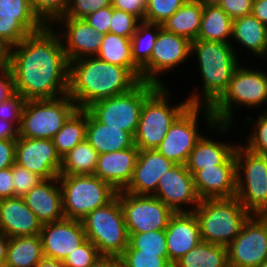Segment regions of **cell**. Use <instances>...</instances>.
I'll return each instance as SVG.
<instances>
[{"instance_id": "cell-1", "label": "cell", "mask_w": 267, "mask_h": 267, "mask_svg": "<svg viewBox=\"0 0 267 267\" xmlns=\"http://www.w3.org/2000/svg\"><path fill=\"white\" fill-rule=\"evenodd\" d=\"M60 36L45 26L9 49L14 92L26 100L67 95L69 62Z\"/></svg>"}, {"instance_id": "cell-2", "label": "cell", "mask_w": 267, "mask_h": 267, "mask_svg": "<svg viewBox=\"0 0 267 267\" xmlns=\"http://www.w3.org/2000/svg\"><path fill=\"white\" fill-rule=\"evenodd\" d=\"M140 81L126 68L96 56L69 62L68 92L77 108L129 92Z\"/></svg>"}, {"instance_id": "cell-3", "label": "cell", "mask_w": 267, "mask_h": 267, "mask_svg": "<svg viewBox=\"0 0 267 267\" xmlns=\"http://www.w3.org/2000/svg\"><path fill=\"white\" fill-rule=\"evenodd\" d=\"M194 52L199 60L204 96L193 93L187 100L190 105L211 107L226 91L239 61L231 43L196 39L191 42V53Z\"/></svg>"}, {"instance_id": "cell-4", "label": "cell", "mask_w": 267, "mask_h": 267, "mask_svg": "<svg viewBox=\"0 0 267 267\" xmlns=\"http://www.w3.org/2000/svg\"><path fill=\"white\" fill-rule=\"evenodd\" d=\"M266 101L267 73L239 65L222 96L211 107L204 106L205 118L210 128L225 132L233 124L236 104L254 108Z\"/></svg>"}, {"instance_id": "cell-5", "label": "cell", "mask_w": 267, "mask_h": 267, "mask_svg": "<svg viewBox=\"0 0 267 267\" xmlns=\"http://www.w3.org/2000/svg\"><path fill=\"white\" fill-rule=\"evenodd\" d=\"M198 219L201 241L227 247L251 215L235 196L203 199L193 211Z\"/></svg>"}, {"instance_id": "cell-6", "label": "cell", "mask_w": 267, "mask_h": 267, "mask_svg": "<svg viewBox=\"0 0 267 267\" xmlns=\"http://www.w3.org/2000/svg\"><path fill=\"white\" fill-rule=\"evenodd\" d=\"M58 181L62 191L65 218L82 220L96 208L111 202L117 191L108 183L93 175L60 174Z\"/></svg>"}, {"instance_id": "cell-7", "label": "cell", "mask_w": 267, "mask_h": 267, "mask_svg": "<svg viewBox=\"0 0 267 267\" xmlns=\"http://www.w3.org/2000/svg\"><path fill=\"white\" fill-rule=\"evenodd\" d=\"M169 89L158 86L144 101L134 135V145L139 150L156 149L165 138L170 125L190 105L188 100L170 106ZM169 105V106H168Z\"/></svg>"}, {"instance_id": "cell-8", "label": "cell", "mask_w": 267, "mask_h": 267, "mask_svg": "<svg viewBox=\"0 0 267 267\" xmlns=\"http://www.w3.org/2000/svg\"><path fill=\"white\" fill-rule=\"evenodd\" d=\"M235 159L236 197L250 214L267 215V155L237 145Z\"/></svg>"}, {"instance_id": "cell-9", "label": "cell", "mask_w": 267, "mask_h": 267, "mask_svg": "<svg viewBox=\"0 0 267 267\" xmlns=\"http://www.w3.org/2000/svg\"><path fill=\"white\" fill-rule=\"evenodd\" d=\"M81 221L87 240L98 248L101 255L119 257L128 247L129 233L117 196Z\"/></svg>"}, {"instance_id": "cell-10", "label": "cell", "mask_w": 267, "mask_h": 267, "mask_svg": "<svg viewBox=\"0 0 267 267\" xmlns=\"http://www.w3.org/2000/svg\"><path fill=\"white\" fill-rule=\"evenodd\" d=\"M157 87L140 81L129 92L98 100L86 109L99 122L127 131L134 137L144 101Z\"/></svg>"}, {"instance_id": "cell-11", "label": "cell", "mask_w": 267, "mask_h": 267, "mask_svg": "<svg viewBox=\"0 0 267 267\" xmlns=\"http://www.w3.org/2000/svg\"><path fill=\"white\" fill-rule=\"evenodd\" d=\"M76 109V103L68 94L55 99L27 100L19 137L52 139Z\"/></svg>"}, {"instance_id": "cell-12", "label": "cell", "mask_w": 267, "mask_h": 267, "mask_svg": "<svg viewBox=\"0 0 267 267\" xmlns=\"http://www.w3.org/2000/svg\"><path fill=\"white\" fill-rule=\"evenodd\" d=\"M128 233H142L167 228L174 212L153 195H136L118 191Z\"/></svg>"}, {"instance_id": "cell-13", "label": "cell", "mask_w": 267, "mask_h": 267, "mask_svg": "<svg viewBox=\"0 0 267 267\" xmlns=\"http://www.w3.org/2000/svg\"><path fill=\"white\" fill-rule=\"evenodd\" d=\"M227 256L229 267H257L267 261V215L251 214L247 218L227 246Z\"/></svg>"}, {"instance_id": "cell-14", "label": "cell", "mask_w": 267, "mask_h": 267, "mask_svg": "<svg viewBox=\"0 0 267 267\" xmlns=\"http://www.w3.org/2000/svg\"><path fill=\"white\" fill-rule=\"evenodd\" d=\"M202 108L198 105H189L170 125L156 150L175 164H186L190 152L203 136L197 131V119Z\"/></svg>"}, {"instance_id": "cell-15", "label": "cell", "mask_w": 267, "mask_h": 267, "mask_svg": "<svg viewBox=\"0 0 267 267\" xmlns=\"http://www.w3.org/2000/svg\"><path fill=\"white\" fill-rule=\"evenodd\" d=\"M191 53V41L174 33L159 31L150 60L141 68V81L163 86L157 78L160 73L172 70L185 62Z\"/></svg>"}, {"instance_id": "cell-16", "label": "cell", "mask_w": 267, "mask_h": 267, "mask_svg": "<svg viewBox=\"0 0 267 267\" xmlns=\"http://www.w3.org/2000/svg\"><path fill=\"white\" fill-rule=\"evenodd\" d=\"M15 163L47 180L58 178L62 159L52 139L18 137Z\"/></svg>"}, {"instance_id": "cell-17", "label": "cell", "mask_w": 267, "mask_h": 267, "mask_svg": "<svg viewBox=\"0 0 267 267\" xmlns=\"http://www.w3.org/2000/svg\"><path fill=\"white\" fill-rule=\"evenodd\" d=\"M153 196L163 201L174 213L193 212L200 202L194 187L193 175L185 164H175L163 174ZM182 204L196 205L187 211L182 208Z\"/></svg>"}, {"instance_id": "cell-18", "label": "cell", "mask_w": 267, "mask_h": 267, "mask_svg": "<svg viewBox=\"0 0 267 267\" xmlns=\"http://www.w3.org/2000/svg\"><path fill=\"white\" fill-rule=\"evenodd\" d=\"M40 236L44 257L60 261L87 240L82 221L69 218L43 224Z\"/></svg>"}, {"instance_id": "cell-19", "label": "cell", "mask_w": 267, "mask_h": 267, "mask_svg": "<svg viewBox=\"0 0 267 267\" xmlns=\"http://www.w3.org/2000/svg\"><path fill=\"white\" fill-rule=\"evenodd\" d=\"M174 165L173 161L156 149L139 150L131 181L123 191L136 195H153L160 177Z\"/></svg>"}, {"instance_id": "cell-20", "label": "cell", "mask_w": 267, "mask_h": 267, "mask_svg": "<svg viewBox=\"0 0 267 267\" xmlns=\"http://www.w3.org/2000/svg\"><path fill=\"white\" fill-rule=\"evenodd\" d=\"M165 234L169 263L172 266L201 242L199 223L194 212L174 213Z\"/></svg>"}, {"instance_id": "cell-21", "label": "cell", "mask_w": 267, "mask_h": 267, "mask_svg": "<svg viewBox=\"0 0 267 267\" xmlns=\"http://www.w3.org/2000/svg\"><path fill=\"white\" fill-rule=\"evenodd\" d=\"M57 21L67 25H64L66 43L63 47L68 62L98 54L105 34L97 32L84 19L60 17Z\"/></svg>"}, {"instance_id": "cell-22", "label": "cell", "mask_w": 267, "mask_h": 267, "mask_svg": "<svg viewBox=\"0 0 267 267\" xmlns=\"http://www.w3.org/2000/svg\"><path fill=\"white\" fill-rule=\"evenodd\" d=\"M139 148L99 154L94 175L110 184L117 192L123 191L131 181Z\"/></svg>"}, {"instance_id": "cell-23", "label": "cell", "mask_w": 267, "mask_h": 267, "mask_svg": "<svg viewBox=\"0 0 267 267\" xmlns=\"http://www.w3.org/2000/svg\"><path fill=\"white\" fill-rule=\"evenodd\" d=\"M42 223L22 197L0 199V231L8 238L40 234Z\"/></svg>"}, {"instance_id": "cell-24", "label": "cell", "mask_w": 267, "mask_h": 267, "mask_svg": "<svg viewBox=\"0 0 267 267\" xmlns=\"http://www.w3.org/2000/svg\"><path fill=\"white\" fill-rule=\"evenodd\" d=\"M236 173V165H215L196 171L193 181L199 199L235 197Z\"/></svg>"}, {"instance_id": "cell-25", "label": "cell", "mask_w": 267, "mask_h": 267, "mask_svg": "<svg viewBox=\"0 0 267 267\" xmlns=\"http://www.w3.org/2000/svg\"><path fill=\"white\" fill-rule=\"evenodd\" d=\"M55 183H58V185ZM22 198L42 225L65 218L62 191L58 178L41 181Z\"/></svg>"}, {"instance_id": "cell-26", "label": "cell", "mask_w": 267, "mask_h": 267, "mask_svg": "<svg viewBox=\"0 0 267 267\" xmlns=\"http://www.w3.org/2000/svg\"><path fill=\"white\" fill-rule=\"evenodd\" d=\"M236 147L237 145L233 146L202 136L190 152L185 165L192 175L198 170L215 165H236Z\"/></svg>"}, {"instance_id": "cell-27", "label": "cell", "mask_w": 267, "mask_h": 267, "mask_svg": "<svg viewBox=\"0 0 267 267\" xmlns=\"http://www.w3.org/2000/svg\"><path fill=\"white\" fill-rule=\"evenodd\" d=\"M85 139L99 154L134 146V137L129 132L99 122L88 110Z\"/></svg>"}, {"instance_id": "cell-28", "label": "cell", "mask_w": 267, "mask_h": 267, "mask_svg": "<svg viewBox=\"0 0 267 267\" xmlns=\"http://www.w3.org/2000/svg\"><path fill=\"white\" fill-rule=\"evenodd\" d=\"M203 5L197 0H187L171 17L162 23V28L184 37L191 42L198 38Z\"/></svg>"}, {"instance_id": "cell-29", "label": "cell", "mask_w": 267, "mask_h": 267, "mask_svg": "<svg viewBox=\"0 0 267 267\" xmlns=\"http://www.w3.org/2000/svg\"><path fill=\"white\" fill-rule=\"evenodd\" d=\"M267 26L252 14L233 19L232 37L258 57H265Z\"/></svg>"}, {"instance_id": "cell-30", "label": "cell", "mask_w": 267, "mask_h": 267, "mask_svg": "<svg viewBox=\"0 0 267 267\" xmlns=\"http://www.w3.org/2000/svg\"><path fill=\"white\" fill-rule=\"evenodd\" d=\"M43 258L40 234L9 238L5 262L7 267H35Z\"/></svg>"}, {"instance_id": "cell-31", "label": "cell", "mask_w": 267, "mask_h": 267, "mask_svg": "<svg viewBox=\"0 0 267 267\" xmlns=\"http://www.w3.org/2000/svg\"><path fill=\"white\" fill-rule=\"evenodd\" d=\"M96 57L107 63L126 67L141 81V69L132 59L130 38L110 32L105 34Z\"/></svg>"}, {"instance_id": "cell-32", "label": "cell", "mask_w": 267, "mask_h": 267, "mask_svg": "<svg viewBox=\"0 0 267 267\" xmlns=\"http://www.w3.org/2000/svg\"><path fill=\"white\" fill-rule=\"evenodd\" d=\"M45 26L37 15L0 14V40L11 48Z\"/></svg>"}, {"instance_id": "cell-33", "label": "cell", "mask_w": 267, "mask_h": 267, "mask_svg": "<svg viewBox=\"0 0 267 267\" xmlns=\"http://www.w3.org/2000/svg\"><path fill=\"white\" fill-rule=\"evenodd\" d=\"M232 22L233 19L220 6H203L197 39L230 43Z\"/></svg>"}, {"instance_id": "cell-34", "label": "cell", "mask_w": 267, "mask_h": 267, "mask_svg": "<svg viewBox=\"0 0 267 267\" xmlns=\"http://www.w3.org/2000/svg\"><path fill=\"white\" fill-rule=\"evenodd\" d=\"M87 109L77 108L65 121L52 140L61 159L86 136Z\"/></svg>"}, {"instance_id": "cell-35", "label": "cell", "mask_w": 267, "mask_h": 267, "mask_svg": "<svg viewBox=\"0 0 267 267\" xmlns=\"http://www.w3.org/2000/svg\"><path fill=\"white\" fill-rule=\"evenodd\" d=\"M173 267H229L227 247L201 241Z\"/></svg>"}, {"instance_id": "cell-36", "label": "cell", "mask_w": 267, "mask_h": 267, "mask_svg": "<svg viewBox=\"0 0 267 267\" xmlns=\"http://www.w3.org/2000/svg\"><path fill=\"white\" fill-rule=\"evenodd\" d=\"M99 153L85 139L62 158L60 174L93 175Z\"/></svg>"}, {"instance_id": "cell-37", "label": "cell", "mask_w": 267, "mask_h": 267, "mask_svg": "<svg viewBox=\"0 0 267 267\" xmlns=\"http://www.w3.org/2000/svg\"><path fill=\"white\" fill-rule=\"evenodd\" d=\"M161 29V24L141 21L138 24L137 30L132 35V59L140 69L150 60L152 50Z\"/></svg>"}, {"instance_id": "cell-38", "label": "cell", "mask_w": 267, "mask_h": 267, "mask_svg": "<svg viewBox=\"0 0 267 267\" xmlns=\"http://www.w3.org/2000/svg\"><path fill=\"white\" fill-rule=\"evenodd\" d=\"M125 250H140V253H160L169 262L165 230L129 233V244Z\"/></svg>"}, {"instance_id": "cell-39", "label": "cell", "mask_w": 267, "mask_h": 267, "mask_svg": "<svg viewBox=\"0 0 267 267\" xmlns=\"http://www.w3.org/2000/svg\"><path fill=\"white\" fill-rule=\"evenodd\" d=\"M70 0H29L33 12L46 25L57 22L67 12ZM54 21V22H53Z\"/></svg>"}, {"instance_id": "cell-40", "label": "cell", "mask_w": 267, "mask_h": 267, "mask_svg": "<svg viewBox=\"0 0 267 267\" xmlns=\"http://www.w3.org/2000/svg\"><path fill=\"white\" fill-rule=\"evenodd\" d=\"M187 0H147L144 21L161 24L171 17Z\"/></svg>"}, {"instance_id": "cell-41", "label": "cell", "mask_w": 267, "mask_h": 267, "mask_svg": "<svg viewBox=\"0 0 267 267\" xmlns=\"http://www.w3.org/2000/svg\"><path fill=\"white\" fill-rule=\"evenodd\" d=\"M123 267H173L160 253H140V250H125L119 256Z\"/></svg>"}, {"instance_id": "cell-42", "label": "cell", "mask_w": 267, "mask_h": 267, "mask_svg": "<svg viewBox=\"0 0 267 267\" xmlns=\"http://www.w3.org/2000/svg\"><path fill=\"white\" fill-rule=\"evenodd\" d=\"M100 256L98 248L90 240H86L62 262L65 267H90Z\"/></svg>"}, {"instance_id": "cell-43", "label": "cell", "mask_w": 267, "mask_h": 267, "mask_svg": "<svg viewBox=\"0 0 267 267\" xmlns=\"http://www.w3.org/2000/svg\"><path fill=\"white\" fill-rule=\"evenodd\" d=\"M140 22L141 21H139L136 16L112 7V18L110 21L109 32L131 39Z\"/></svg>"}, {"instance_id": "cell-44", "label": "cell", "mask_w": 267, "mask_h": 267, "mask_svg": "<svg viewBox=\"0 0 267 267\" xmlns=\"http://www.w3.org/2000/svg\"><path fill=\"white\" fill-rule=\"evenodd\" d=\"M12 176L14 187V197H23L43 179L37 174L14 163L12 166Z\"/></svg>"}, {"instance_id": "cell-45", "label": "cell", "mask_w": 267, "mask_h": 267, "mask_svg": "<svg viewBox=\"0 0 267 267\" xmlns=\"http://www.w3.org/2000/svg\"><path fill=\"white\" fill-rule=\"evenodd\" d=\"M26 101L20 93L13 92L0 102V118L12 122L19 129Z\"/></svg>"}, {"instance_id": "cell-46", "label": "cell", "mask_w": 267, "mask_h": 267, "mask_svg": "<svg viewBox=\"0 0 267 267\" xmlns=\"http://www.w3.org/2000/svg\"><path fill=\"white\" fill-rule=\"evenodd\" d=\"M260 115L244 147L252 152L267 155V111Z\"/></svg>"}, {"instance_id": "cell-47", "label": "cell", "mask_w": 267, "mask_h": 267, "mask_svg": "<svg viewBox=\"0 0 267 267\" xmlns=\"http://www.w3.org/2000/svg\"><path fill=\"white\" fill-rule=\"evenodd\" d=\"M112 5V0H70L62 17L84 19L87 15Z\"/></svg>"}, {"instance_id": "cell-48", "label": "cell", "mask_w": 267, "mask_h": 267, "mask_svg": "<svg viewBox=\"0 0 267 267\" xmlns=\"http://www.w3.org/2000/svg\"><path fill=\"white\" fill-rule=\"evenodd\" d=\"M112 18V5L87 15L84 20L97 32L109 33Z\"/></svg>"}, {"instance_id": "cell-49", "label": "cell", "mask_w": 267, "mask_h": 267, "mask_svg": "<svg viewBox=\"0 0 267 267\" xmlns=\"http://www.w3.org/2000/svg\"><path fill=\"white\" fill-rule=\"evenodd\" d=\"M253 0H222L219 6L232 18L236 19L251 14Z\"/></svg>"}, {"instance_id": "cell-50", "label": "cell", "mask_w": 267, "mask_h": 267, "mask_svg": "<svg viewBox=\"0 0 267 267\" xmlns=\"http://www.w3.org/2000/svg\"><path fill=\"white\" fill-rule=\"evenodd\" d=\"M147 0H112V7L136 16L140 21H144Z\"/></svg>"}, {"instance_id": "cell-51", "label": "cell", "mask_w": 267, "mask_h": 267, "mask_svg": "<svg viewBox=\"0 0 267 267\" xmlns=\"http://www.w3.org/2000/svg\"><path fill=\"white\" fill-rule=\"evenodd\" d=\"M0 14L36 15L29 0H0Z\"/></svg>"}, {"instance_id": "cell-52", "label": "cell", "mask_w": 267, "mask_h": 267, "mask_svg": "<svg viewBox=\"0 0 267 267\" xmlns=\"http://www.w3.org/2000/svg\"><path fill=\"white\" fill-rule=\"evenodd\" d=\"M16 140L0 139V170L15 163Z\"/></svg>"}, {"instance_id": "cell-53", "label": "cell", "mask_w": 267, "mask_h": 267, "mask_svg": "<svg viewBox=\"0 0 267 267\" xmlns=\"http://www.w3.org/2000/svg\"><path fill=\"white\" fill-rule=\"evenodd\" d=\"M12 166L0 170V199L14 197Z\"/></svg>"}, {"instance_id": "cell-54", "label": "cell", "mask_w": 267, "mask_h": 267, "mask_svg": "<svg viewBox=\"0 0 267 267\" xmlns=\"http://www.w3.org/2000/svg\"><path fill=\"white\" fill-rule=\"evenodd\" d=\"M13 92V77L9 65L0 67V102Z\"/></svg>"}, {"instance_id": "cell-55", "label": "cell", "mask_w": 267, "mask_h": 267, "mask_svg": "<svg viewBox=\"0 0 267 267\" xmlns=\"http://www.w3.org/2000/svg\"><path fill=\"white\" fill-rule=\"evenodd\" d=\"M19 137V129L9 121L0 118V139L16 140Z\"/></svg>"}, {"instance_id": "cell-56", "label": "cell", "mask_w": 267, "mask_h": 267, "mask_svg": "<svg viewBox=\"0 0 267 267\" xmlns=\"http://www.w3.org/2000/svg\"><path fill=\"white\" fill-rule=\"evenodd\" d=\"M251 14L267 26V0H253Z\"/></svg>"}, {"instance_id": "cell-57", "label": "cell", "mask_w": 267, "mask_h": 267, "mask_svg": "<svg viewBox=\"0 0 267 267\" xmlns=\"http://www.w3.org/2000/svg\"><path fill=\"white\" fill-rule=\"evenodd\" d=\"M90 267H123L118 256L101 255Z\"/></svg>"}, {"instance_id": "cell-58", "label": "cell", "mask_w": 267, "mask_h": 267, "mask_svg": "<svg viewBox=\"0 0 267 267\" xmlns=\"http://www.w3.org/2000/svg\"><path fill=\"white\" fill-rule=\"evenodd\" d=\"M9 238L0 231V266L5 265Z\"/></svg>"}, {"instance_id": "cell-59", "label": "cell", "mask_w": 267, "mask_h": 267, "mask_svg": "<svg viewBox=\"0 0 267 267\" xmlns=\"http://www.w3.org/2000/svg\"><path fill=\"white\" fill-rule=\"evenodd\" d=\"M9 47L0 40V67L9 65Z\"/></svg>"}, {"instance_id": "cell-60", "label": "cell", "mask_w": 267, "mask_h": 267, "mask_svg": "<svg viewBox=\"0 0 267 267\" xmlns=\"http://www.w3.org/2000/svg\"><path fill=\"white\" fill-rule=\"evenodd\" d=\"M35 267H65L63 262L57 259L44 257Z\"/></svg>"}, {"instance_id": "cell-61", "label": "cell", "mask_w": 267, "mask_h": 267, "mask_svg": "<svg viewBox=\"0 0 267 267\" xmlns=\"http://www.w3.org/2000/svg\"><path fill=\"white\" fill-rule=\"evenodd\" d=\"M199 3H201L203 6H212L217 5L222 2V0H197Z\"/></svg>"}, {"instance_id": "cell-62", "label": "cell", "mask_w": 267, "mask_h": 267, "mask_svg": "<svg viewBox=\"0 0 267 267\" xmlns=\"http://www.w3.org/2000/svg\"><path fill=\"white\" fill-rule=\"evenodd\" d=\"M257 267H267V261L263 262L260 266Z\"/></svg>"}, {"instance_id": "cell-63", "label": "cell", "mask_w": 267, "mask_h": 267, "mask_svg": "<svg viewBox=\"0 0 267 267\" xmlns=\"http://www.w3.org/2000/svg\"><path fill=\"white\" fill-rule=\"evenodd\" d=\"M265 56L267 57V36H266Z\"/></svg>"}]
</instances>
